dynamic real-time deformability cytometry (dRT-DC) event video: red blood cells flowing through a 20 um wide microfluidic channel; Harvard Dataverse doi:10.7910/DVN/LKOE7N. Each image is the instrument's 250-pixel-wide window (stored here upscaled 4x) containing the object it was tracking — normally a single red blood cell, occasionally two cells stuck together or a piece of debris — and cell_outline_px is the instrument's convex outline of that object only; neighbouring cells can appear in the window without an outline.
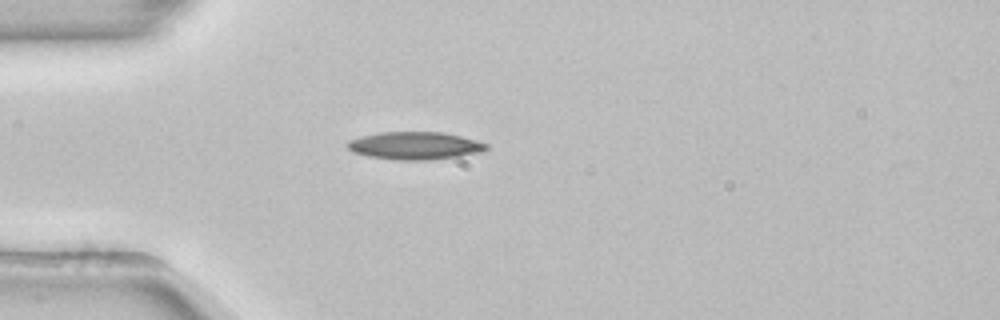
{"species": "common noctule bat (a hibernating species)", "species_latin": "Nyctalus noctula", "temperature_condition": "room temperature", "stored_images_in_passage": 39, "camera_frame_rate_fps": 3000, "um_per_image_px": 0.085, "animal": {"sex": "female", "body_mass_g": 22.7, "forearm_length_mm": 54.2}, "frame": {"image": 1, "passage_image": 1, "time_ms": 0.0, "image_size_px": [1000, 320], "cell_outline_px": [[488, 148], [484, 152], [432, 160], [396, 160], [368, 156], [352, 152], [348, 148], [348, 140], [380, 132], [444, 132], [460, 136], [488, 144]], "centroid_in_image_um": [35.29, 12.39], "position_along_channel_um": 49.7, "area_um2": 22.37}}
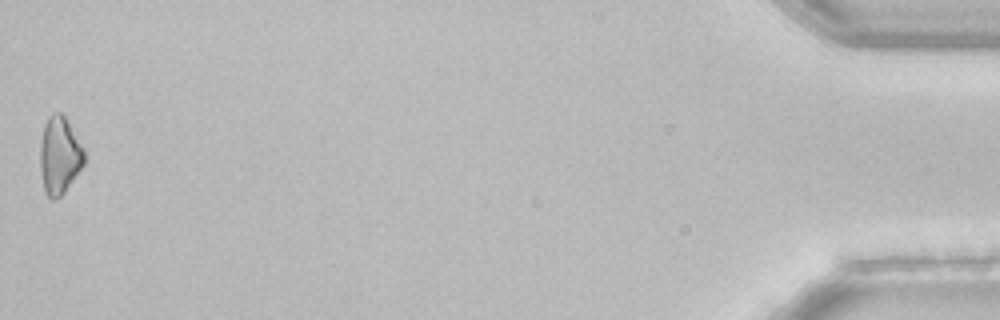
{"frame": {"image": 2, "passage_image": 39, "time_ms": 12.667, "image_size_px": [1000, 320], "cell_outline_px": [[84, 164], [64, 192], [60, 196], [52, 200], [44, 192], [40, 172], [40, 144], [44, 124], [48, 116], [52, 112], [60, 112], [64, 116], [84, 148]], "centroid_in_image_um": [5.03, 13.21], "position_along_channel_um": 430.2, "area_um2": 19.88}, "authors_computed_cell_mechanics": {"area_um2": 20.2878, "velocity_mm_per_s": 3.897, "shape_relaxation_time_tau1_ms": 3.9177, "shape_relaxation_time_tau2_ms": null, "deformation_change_tau1": 0.1304, "deformation_change_tau2": null}}